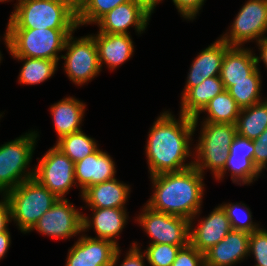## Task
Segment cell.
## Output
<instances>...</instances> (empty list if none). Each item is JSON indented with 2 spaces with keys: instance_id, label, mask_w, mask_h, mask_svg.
Masks as SVG:
<instances>
[{
  "instance_id": "29",
  "label": "cell",
  "mask_w": 267,
  "mask_h": 266,
  "mask_svg": "<svg viewBox=\"0 0 267 266\" xmlns=\"http://www.w3.org/2000/svg\"><path fill=\"white\" fill-rule=\"evenodd\" d=\"M261 79L260 68L257 67V69L249 76V80L232 82V86L227 91L241 109L252 106L266 99V97L264 98L261 95Z\"/></svg>"
},
{
  "instance_id": "17",
  "label": "cell",
  "mask_w": 267,
  "mask_h": 266,
  "mask_svg": "<svg viewBox=\"0 0 267 266\" xmlns=\"http://www.w3.org/2000/svg\"><path fill=\"white\" fill-rule=\"evenodd\" d=\"M229 47L218 37L217 40L197 54L190 65L181 97L192 87L201 84L204 79L220 76L222 61Z\"/></svg>"
},
{
  "instance_id": "33",
  "label": "cell",
  "mask_w": 267,
  "mask_h": 266,
  "mask_svg": "<svg viewBox=\"0 0 267 266\" xmlns=\"http://www.w3.org/2000/svg\"><path fill=\"white\" fill-rule=\"evenodd\" d=\"M186 245L148 244L144 250L148 266H172L181 247Z\"/></svg>"
},
{
  "instance_id": "13",
  "label": "cell",
  "mask_w": 267,
  "mask_h": 266,
  "mask_svg": "<svg viewBox=\"0 0 267 266\" xmlns=\"http://www.w3.org/2000/svg\"><path fill=\"white\" fill-rule=\"evenodd\" d=\"M253 154V140L237 134L230 145L226 164L215 180L221 182L229 172L232 182L240 186H248L258 180L263 173L255 166Z\"/></svg>"
},
{
  "instance_id": "27",
  "label": "cell",
  "mask_w": 267,
  "mask_h": 266,
  "mask_svg": "<svg viewBox=\"0 0 267 266\" xmlns=\"http://www.w3.org/2000/svg\"><path fill=\"white\" fill-rule=\"evenodd\" d=\"M267 128V98L252 106L240 110L236 130L237 134L254 140Z\"/></svg>"
},
{
  "instance_id": "11",
  "label": "cell",
  "mask_w": 267,
  "mask_h": 266,
  "mask_svg": "<svg viewBox=\"0 0 267 266\" xmlns=\"http://www.w3.org/2000/svg\"><path fill=\"white\" fill-rule=\"evenodd\" d=\"M37 159L33 178L59 199H65L74 186L77 188L75 163L55 145Z\"/></svg>"
},
{
  "instance_id": "9",
  "label": "cell",
  "mask_w": 267,
  "mask_h": 266,
  "mask_svg": "<svg viewBox=\"0 0 267 266\" xmlns=\"http://www.w3.org/2000/svg\"><path fill=\"white\" fill-rule=\"evenodd\" d=\"M135 216V223L146 233L148 244L187 245L190 221L184 217L158 212L146 204Z\"/></svg>"
},
{
  "instance_id": "14",
  "label": "cell",
  "mask_w": 267,
  "mask_h": 266,
  "mask_svg": "<svg viewBox=\"0 0 267 266\" xmlns=\"http://www.w3.org/2000/svg\"><path fill=\"white\" fill-rule=\"evenodd\" d=\"M201 212L202 210L190 220L189 242L198 251L205 253L218 244L232 228L227 213L221 205L218 204L206 217L201 218Z\"/></svg>"
},
{
  "instance_id": "44",
  "label": "cell",
  "mask_w": 267,
  "mask_h": 266,
  "mask_svg": "<svg viewBox=\"0 0 267 266\" xmlns=\"http://www.w3.org/2000/svg\"><path fill=\"white\" fill-rule=\"evenodd\" d=\"M10 1H12V0H0V3H6V2H10Z\"/></svg>"
},
{
  "instance_id": "1",
  "label": "cell",
  "mask_w": 267,
  "mask_h": 266,
  "mask_svg": "<svg viewBox=\"0 0 267 266\" xmlns=\"http://www.w3.org/2000/svg\"><path fill=\"white\" fill-rule=\"evenodd\" d=\"M163 111L149 129L145 154L149 177L190 168L194 164V122L192 117ZM191 157V158H190ZM188 158H190L189 162Z\"/></svg>"
},
{
  "instance_id": "19",
  "label": "cell",
  "mask_w": 267,
  "mask_h": 266,
  "mask_svg": "<svg viewBox=\"0 0 267 266\" xmlns=\"http://www.w3.org/2000/svg\"><path fill=\"white\" fill-rule=\"evenodd\" d=\"M250 233L231 230L204 253L205 266H235L248 259Z\"/></svg>"
},
{
  "instance_id": "38",
  "label": "cell",
  "mask_w": 267,
  "mask_h": 266,
  "mask_svg": "<svg viewBox=\"0 0 267 266\" xmlns=\"http://www.w3.org/2000/svg\"><path fill=\"white\" fill-rule=\"evenodd\" d=\"M253 143L254 164L262 173L264 170H267V128L258 138L253 140Z\"/></svg>"
},
{
  "instance_id": "7",
  "label": "cell",
  "mask_w": 267,
  "mask_h": 266,
  "mask_svg": "<svg viewBox=\"0 0 267 266\" xmlns=\"http://www.w3.org/2000/svg\"><path fill=\"white\" fill-rule=\"evenodd\" d=\"M38 138L39 132L34 129L0 145V195L34 177V167H29Z\"/></svg>"
},
{
  "instance_id": "43",
  "label": "cell",
  "mask_w": 267,
  "mask_h": 266,
  "mask_svg": "<svg viewBox=\"0 0 267 266\" xmlns=\"http://www.w3.org/2000/svg\"><path fill=\"white\" fill-rule=\"evenodd\" d=\"M76 6L82 1V0H71Z\"/></svg>"
},
{
  "instance_id": "37",
  "label": "cell",
  "mask_w": 267,
  "mask_h": 266,
  "mask_svg": "<svg viewBox=\"0 0 267 266\" xmlns=\"http://www.w3.org/2000/svg\"><path fill=\"white\" fill-rule=\"evenodd\" d=\"M174 6L180 14V17L186 21L195 20L196 16L199 15L200 10L203 9V5L206 0H172Z\"/></svg>"
},
{
  "instance_id": "28",
  "label": "cell",
  "mask_w": 267,
  "mask_h": 266,
  "mask_svg": "<svg viewBox=\"0 0 267 266\" xmlns=\"http://www.w3.org/2000/svg\"><path fill=\"white\" fill-rule=\"evenodd\" d=\"M13 59L24 62L18 75V83L21 85H38L51 79L58 70L56 60L13 57Z\"/></svg>"
},
{
  "instance_id": "21",
  "label": "cell",
  "mask_w": 267,
  "mask_h": 266,
  "mask_svg": "<svg viewBox=\"0 0 267 266\" xmlns=\"http://www.w3.org/2000/svg\"><path fill=\"white\" fill-rule=\"evenodd\" d=\"M98 49L101 70L103 65L113 71L133 57L135 52L131 34H106L97 31L91 34Z\"/></svg>"
},
{
  "instance_id": "25",
  "label": "cell",
  "mask_w": 267,
  "mask_h": 266,
  "mask_svg": "<svg viewBox=\"0 0 267 266\" xmlns=\"http://www.w3.org/2000/svg\"><path fill=\"white\" fill-rule=\"evenodd\" d=\"M225 90L220 76H214L189 89L182 97L180 102V114L188 117H196L204 107L216 95Z\"/></svg>"
},
{
  "instance_id": "30",
  "label": "cell",
  "mask_w": 267,
  "mask_h": 266,
  "mask_svg": "<svg viewBox=\"0 0 267 266\" xmlns=\"http://www.w3.org/2000/svg\"><path fill=\"white\" fill-rule=\"evenodd\" d=\"M55 146L74 163L94 153L99 145L95 138L89 137L83 130L61 137Z\"/></svg>"
},
{
  "instance_id": "8",
  "label": "cell",
  "mask_w": 267,
  "mask_h": 266,
  "mask_svg": "<svg viewBox=\"0 0 267 266\" xmlns=\"http://www.w3.org/2000/svg\"><path fill=\"white\" fill-rule=\"evenodd\" d=\"M71 33L65 43L66 53L61 54L64 60L63 70L68 79L76 86H83L97 77L101 70L98 49L94 37H75Z\"/></svg>"
},
{
  "instance_id": "3",
  "label": "cell",
  "mask_w": 267,
  "mask_h": 266,
  "mask_svg": "<svg viewBox=\"0 0 267 266\" xmlns=\"http://www.w3.org/2000/svg\"><path fill=\"white\" fill-rule=\"evenodd\" d=\"M13 9L9 29H79L71 0H17Z\"/></svg>"
},
{
  "instance_id": "15",
  "label": "cell",
  "mask_w": 267,
  "mask_h": 266,
  "mask_svg": "<svg viewBox=\"0 0 267 266\" xmlns=\"http://www.w3.org/2000/svg\"><path fill=\"white\" fill-rule=\"evenodd\" d=\"M81 233L68 249L65 266H112L118 246L112 241Z\"/></svg>"
},
{
  "instance_id": "41",
  "label": "cell",
  "mask_w": 267,
  "mask_h": 266,
  "mask_svg": "<svg viewBox=\"0 0 267 266\" xmlns=\"http://www.w3.org/2000/svg\"><path fill=\"white\" fill-rule=\"evenodd\" d=\"M256 45L259 49L258 51H260L259 56L257 55V53H255L257 67L260 66L259 63H261L262 61L265 65V68L267 69V36L262 38Z\"/></svg>"
},
{
  "instance_id": "22",
  "label": "cell",
  "mask_w": 267,
  "mask_h": 266,
  "mask_svg": "<svg viewBox=\"0 0 267 266\" xmlns=\"http://www.w3.org/2000/svg\"><path fill=\"white\" fill-rule=\"evenodd\" d=\"M130 186L117 178L91 185L81 194V199L86 204L84 208H126Z\"/></svg>"
},
{
  "instance_id": "16",
  "label": "cell",
  "mask_w": 267,
  "mask_h": 266,
  "mask_svg": "<svg viewBox=\"0 0 267 266\" xmlns=\"http://www.w3.org/2000/svg\"><path fill=\"white\" fill-rule=\"evenodd\" d=\"M151 17L132 0L120 4L102 16L95 24L99 32L106 34H128L130 27L141 35L149 25Z\"/></svg>"
},
{
  "instance_id": "32",
  "label": "cell",
  "mask_w": 267,
  "mask_h": 266,
  "mask_svg": "<svg viewBox=\"0 0 267 266\" xmlns=\"http://www.w3.org/2000/svg\"><path fill=\"white\" fill-rule=\"evenodd\" d=\"M220 205L227 213L232 230L252 233L262 227L259 223L253 222L251 209L245 203L224 202Z\"/></svg>"
},
{
  "instance_id": "26",
  "label": "cell",
  "mask_w": 267,
  "mask_h": 266,
  "mask_svg": "<svg viewBox=\"0 0 267 266\" xmlns=\"http://www.w3.org/2000/svg\"><path fill=\"white\" fill-rule=\"evenodd\" d=\"M241 108L236 101L224 90L221 94L216 95L204 109L193 118L194 129L199 126V122H213V123H231L236 124ZM205 113L207 116L200 119V114Z\"/></svg>"
},
{
  "instance_id": "36",
  "label": "cell",
  "mask_w": 267,
  "mask_h": 266,
  "mask_svg": "<svg viewBox=\"0 0 267 266\" xmlns=\"http://www.w3.org/2000/svg\"><path fill=\"white\" fill-rule=\"evenodd\" d=\"M172 266H205L204 253L189 242L180 248Z\"/></svg>"
},
{
  "instance_id": "20",
  "label": "cell",
  "mask_w": 267,
  "mask_h": 266,
  "mask_svg": "<svg viewBox=\"0 0 267 266\" xmlns=\"http://www.w3.org/2000/svg\"><path fill=\"white\" fill-rule=\"evenodd\" d=\"M92 211L91 215L85 216L83 214V232L86 233L93 228L96 236L93 238H100L112 241L116 246H119L118 239L123 229L127 225L128 216L126 208H98L89 209ZM118 238V239H117Z\"/></svg>"
},
{
  "instance_id": "31",
  "label": "cell",
  "mask_w": 267,
  "mask_h": 266,
  "mask_svg": "<svg viewBox=\"0 0 267 266\" xmlns=\"http://www.w3.org/2000/svg\"><path fill=\"white\" fill-rule=\"evenodd\" d=\"M131 0H82L77 6L78 27L92 25L116 6Z\"/></svg>"
},
{
  "instance_id": "46",
  "label": "cell",
  "mask_w": 267,
  "mask_h": 266,
  "mask_svg": "<svg viewBox=\"0 0 267 266\" xmlns=\"http://www.w3.org/2000/svg\"><path fill=\"white\" fill-rule=\"evenodd\" d=\"M2 117H4V116H3V113L1 112V113H0V119H1Z\"/></svg>"
},
{
  "instance_id": "34",
  "label": "cell",
  "mask_w": 267,
  "mask_h": 266,
  "mask_svg": "<svg viewBox=\"0 0 267 266\" xmlns=\"http://www.w3.org/2000/svg\"><path fill=\"white\" fill-rule=\"evenodd\" d=\"M248 257H254V266H267V230L265 228L260 227L250 233Z\"/></svg>"
},
{
  "instance_id": "18",
  "label": "cell",
  "mask_w": 267,
  "mask_h": 266,
  "mask_svg": "<svg viewBox=\"0 0 267 266\" xmlns=\"http://www.w3.org/2000/svg\"><path fill=\"white\" fill-rule=\"evenodd\" d=\"M116 164L111 155L102 149L75 163V180L82 192L91 185L116 178Z\"/></svg>"
},
{
  "instance_id": "2",
  "label": "cell",
  "mask_w": 267,
  "mask_h": 266,
  "mask_svg": "<svg viewBox=\"0 0 267 266\" xmlns=\"http://www.w3.org/2000/svg\"><path fill=\"white\" fill-rule=\"evenodd\" d=\"M149 178L153 194L145 204L151 209L181 216L189 221L201 210L205 177L194 166Z\"/></svg>"
},
{
  "instance_id": "39",
  "label": "cell",
  "mask_w": 267,
  "mask_h": 266,
  "mask_svg": "<svg viewBox=\"0 0 267 266\" xmlns=\"http://www.w3.org/2000/svg\"><path fill=\"white\" fill-rule=\"evenodd\" d=\"M0 233L9 229L8 225L11 221V209L8 199L5 195H0Z\"/></svg>"
},
{
  "instance_id": "35",
  "label": "cell",
  "mask_w": 267,
  "mask_h": 266,
  "mask_svg": "<svg viewBox=\"0 0 267 266\" xmlns=\"http://www.w3.org/2000/svg\"><path fill=\"white\" fill-rule=\"evenodd\" d=\"M130 248L127 250L125 257L122 261H120V256L122 254L121 247H118V249L115 252L113 264L112 266H147L145 262H147L145 254L143 253V250L141 249L139 243L134 242L130 244ZM121 249V250H120Z\"/></svg>"
},
{
  "instance_id": "42",
  "label": "cell",
  "mask_w": 267,
  "mask_h": 266,
  "mask_svg": "<svg viewBox=\"0 0 267 266\" xmlns=\"http://www.w3.org/2000/svg\"><path fill=\"white\" fill-rule=\"evenodd\" d=\"M11 234L9 229L0 233V260L5 258L10 246H11Z\"/></svg>"
},
{
  "instance_id": "12",
  "label": "cell",
  "mask_w": 267,
  "mask_h": 266,
  "mask_svg": "<svg viewBox=\"0 0 267 266\" xmlns=\"http://www.w3.org/2000/svg\"><path fill=\"white\" fill-rule=\"evenodd\" d=\"M80 211L69 199H58L28 233L36 230L43 236L61 240L77 237L83 232V212Z\"/></svg>"
},
{
  "instance_id": "10",
  "label": "cell",
  "mask_w": 267,
  "mask_h": 266,
  "mask_svg": "<svg viewBox=\"0 0 267 266\" xmlns=\"http://www.w3.org/2000/svg\"><path fill=\"white\" fill-rule=\"evenodd\" d=\"M267 0H248L220 38L229 46L256 44L267 34ZM254 40V41H253Z\"/></svg>"
},
{
  "instance_id": "40",
  "label": "cell",
  "mask_w": 267,
  "mask_h": 266,
  "mask_svg": "<svg viewBox=\"0 0 267 266\" xmlns=\"http://www.w3.org/2000/svg\"><path fill=\"white\" fill-rule=\"evenodd\" d=\"M137 6H139L150 17L154 13L156 6L164 0H132Z\"/></svg>"
},
{
  "instance_id": "24",
  "label": "cell",
  "mask_w": 267,
  "mask_h": 266,
  "mask_svg": "<svg viewBox=\"0 0 267 266\" xmlns=\"http://www.w3.org/2000/svg\"><path fill=\"white\" fill-rule=\"evenodd\" d=\"M50 114L58 141L61 137L82 130L86 104L76 97H63L51 104Z\"/></svg>"
},
{
  "instance_id": "45",
  "label": "cell",
  "mask_w": 267,
  "mask_h": 266,
  "mask_svg": "<svg viewBox=\"0 0 267 266\" xmlns=\"http://www.w3.org/2000/svg\"><path fill=\"white\" fill-rule=\"evenodd\" d=\"M1 39V38H0ZM3 54L1 53V50H0V63H1V61L3 60Z\"/></svg>"
},
{
  "instance_id": "4",
  "label": "cell",
  "mask_w": 267,
  "mask_h": 266,
  "mask_svg": "<svg viewBox=\"0 0 267 266\" xmlns=\"http://www.w3.org/2000/svg\"><path fill=\"white\" fill-rule=\"evenodd\" d=\"M77 29H9L6 25L3 42L11 57L48 60L61 59L68 36Z\"/></svg>"
},
{
  "instance_id": "5",
  "label": "cell",
  "mask_w": 267,
  "mask_h": 266,
  "mask_svg": "<svg viewBox=\"0 0 267 266\" xmlns=\"http://www.w3.org/2000/svg\"><path fill=\"white\" fill-rule=\"evenodd\" d=\"M200 135L194 145V164L204 176L215 178L224 168L229 148L237 135L236 124L200 122ZM207 170V171H205Z\"/></svg>"
},
{
  "instance_id": "23",
  "label": "cell",
  "mask_w": 267,
  "mask_h": 266,
  "mask_svg": "<svg viewBox=\"0 0 267 266\" xmlns=\"http://www.w3.org/2000/svg\"><path fill=\"white\" fill-rule=\"evenodd\" d=\"M256 69L257 62L253 48L230 46L225 52L220 73L225 90L232 86V82L249 80V76Z\"/></svg>"
},
{
  "instance_id": "6",
  "label": "cell",
  "mask_w": 267,
  "mask_h": 266,
  "mask_svg": "<svg viewBox=\"0 0 267 266\" xmlns=\"http://www.w3.org/2000/svg\"><path fill=\"white\" fill-rule=\"evenodd\" d=\"M5 196L10 204L11 221L24 234L28 233L59 199L34 178L22 182Z\"/></svg>"
}]
</instances>
